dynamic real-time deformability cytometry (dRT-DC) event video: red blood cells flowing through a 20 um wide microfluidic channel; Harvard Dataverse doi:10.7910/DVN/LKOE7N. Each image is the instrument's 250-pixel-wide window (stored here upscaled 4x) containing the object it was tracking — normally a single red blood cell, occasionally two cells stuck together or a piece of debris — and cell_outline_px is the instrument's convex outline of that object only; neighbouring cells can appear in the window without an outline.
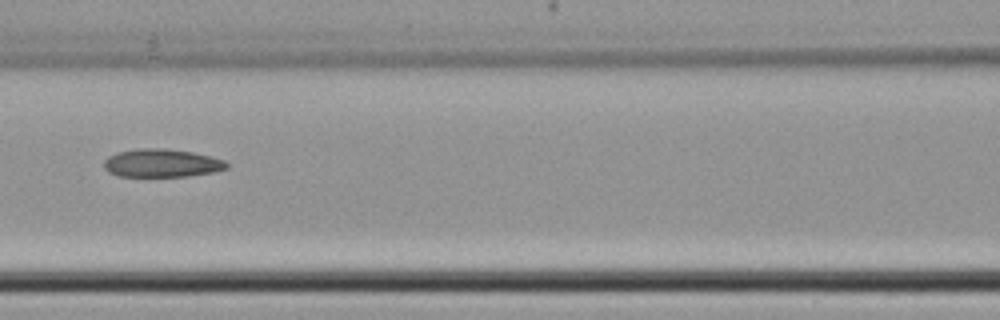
{"species": "common noctule bat (a hibernating species)", "species_latin": "Nyctalus noctula", "temperature_condition": "cold", "stored_images_in_passage": 8, "camera_frame_rate_fps": 3000, "um_per_image_px": 0.085, "animal": {"sex": "female", "body_mass_g": 22.7, "forearm_length_mm": 54.2}, "frame": {"image": 1, "passage_image": 8, "time_ms": 9.333, "image_size_px": [1000, 320], "cell_outline_px": [[228, 168], [212, 172], [188, 176], [116, 176], [108, 172], [104, 168], [104, 160], [108, 156], [116, 152], [136, 148], [164, 148], [192, 152], [224, 160], [228, 164]], "centroid_in_image_um": [13.69, 13.86], "position_along_channel_um": 152.9, "area_um2": 20.17}}